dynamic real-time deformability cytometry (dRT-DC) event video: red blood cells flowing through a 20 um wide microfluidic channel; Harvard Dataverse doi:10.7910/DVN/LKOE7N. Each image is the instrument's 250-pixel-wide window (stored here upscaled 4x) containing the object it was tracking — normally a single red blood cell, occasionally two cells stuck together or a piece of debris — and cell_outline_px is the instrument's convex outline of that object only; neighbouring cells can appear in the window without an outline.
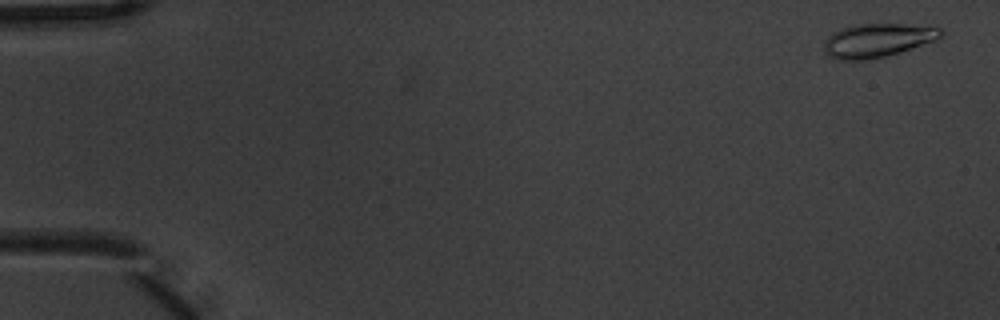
{"species": "common noctule bat (a hibernating species)", "species_latin": "Nyctalus noctula", "temperature_condition": "warm", "stored_images_in_passage": 5, "camera_frame_rate_fps": 3000, "um_per_image_px": 0.085, "animal": {"sex": "male", "body_mass_g": 20.1, "forearm_length_mm": 53.5}, "frame": {"image": 1, "passage_image": 1, "time_ms": 0.0, "image_size_px": [1000, 320], "cell_outline_px": [[944, 32], [936, 40], [900, 52], [868, 60], [840, 60], [828, 56], [824, 52], [824, 40], [832, 32], [844, 28], [860, 24], [904, 24], [944, 28]], "centroid_in_image_um": [74.57, 3.43], "position_along_channel_um": 10.4, "area_um2": 22.89}}